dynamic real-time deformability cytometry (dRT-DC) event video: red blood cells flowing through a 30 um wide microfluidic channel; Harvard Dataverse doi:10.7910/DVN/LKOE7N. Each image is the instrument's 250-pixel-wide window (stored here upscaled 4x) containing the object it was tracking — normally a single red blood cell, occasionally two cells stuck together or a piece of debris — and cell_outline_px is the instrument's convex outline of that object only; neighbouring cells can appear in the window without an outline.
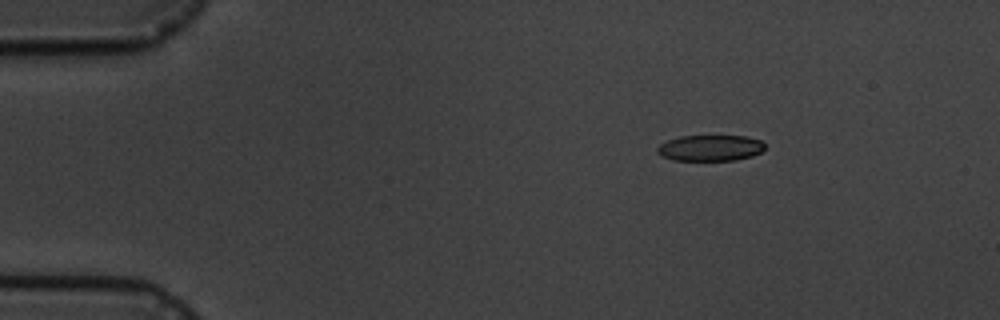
{"species": "common noctule bat (a hibernating species)", "species_latin": "Nyctalus noctula", "temperature_condition": "cold", "stored_images_in_passage": 3, "camera_frame_rate_fps": 3000, "um_per_image_px": 0.085, "animal": {"sex": "male", "body_mass_g": 19.5, "forearm_length_mm": 54.6}, "frame": {"image": 1, "passage_image": 1, "time_ms": 0.0, "image_size_px": [1000, 320], "cell_outline_px": [[764, 148], [760, 152], [752, 156], [736, 160], [672, 160], [656, 152], [656, 148], [660, 144], [668, 140], [680, 136], [748, 136], [760, 140], [764, 144]], "centroid_in_image_um": [60.37, 12.57], "position_along_channel_um": 24.6, "area_um2": 16.24}}